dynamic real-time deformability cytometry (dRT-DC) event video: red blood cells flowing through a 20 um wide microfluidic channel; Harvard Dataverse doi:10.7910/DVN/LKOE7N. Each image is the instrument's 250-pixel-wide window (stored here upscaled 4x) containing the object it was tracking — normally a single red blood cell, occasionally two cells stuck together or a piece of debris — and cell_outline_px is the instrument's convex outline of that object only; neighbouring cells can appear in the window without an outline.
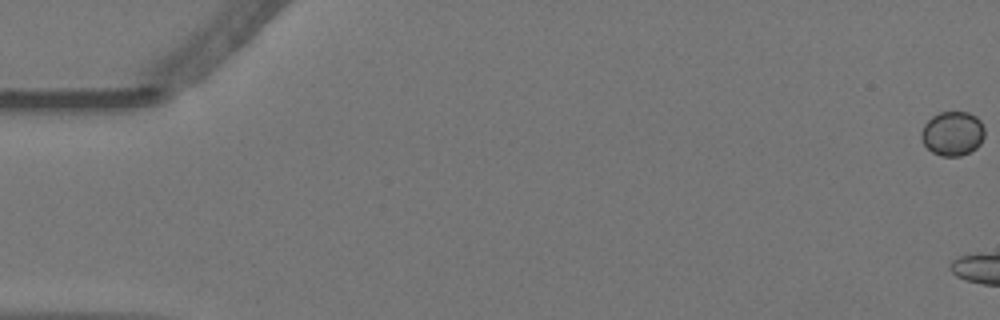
{"species": "Egyptian fruit bat (a non-hibernating species)", "species_latin": "Rousettus aegyptiacus", "temperature_condition": "warm", "stored_images_in_passage": 8, "camera_frame_rate_fps": 3000, "um_per_image_px": 0.085, "animal": {"sex": "female"}, "frame": {"image": 1, "passage_image": 1, "time_ms": 0.0, "image_size_px": [1000, 320], "cell_outline_px": [[984, 136], [980, 144], [976, 148], [960, 156], [940, 156], [932, 152], [924, 144], [920, 136], [920, 132], [924, 124], [932, 116], [940, 112], [968, 112], [976, 116], [980, 120], [984, 128]], "centroid_in_image_um": [80.96, 11.34], "position_along_channel_um": 4.0, "area_um2": 16.42}}